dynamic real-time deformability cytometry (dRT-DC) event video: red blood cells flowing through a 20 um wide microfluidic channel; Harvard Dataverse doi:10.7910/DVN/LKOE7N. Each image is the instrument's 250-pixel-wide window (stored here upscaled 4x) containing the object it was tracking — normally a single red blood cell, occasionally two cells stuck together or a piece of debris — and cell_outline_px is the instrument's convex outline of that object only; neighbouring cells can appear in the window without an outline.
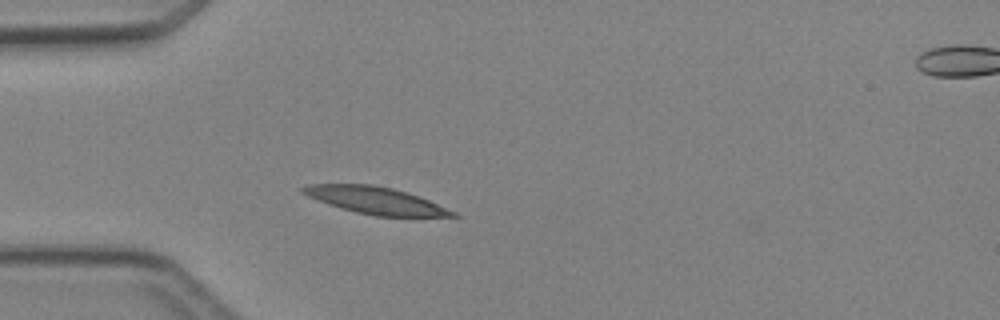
{"species": "Egyptian fruit bat (a non-hibernating species)", "species_latin": "Rousettus aegyptiacus", "temperature_condition": "cold", "stored_images_in_passage": 3, "segment_of_instrument_passage": [1, 2], "camera_frame_rate_fps": 3000, "um_per_image_px": 0.085, "animal": {"sex": "female"}, "frame": {"image": 1, "passage_image": 2, "time_ms": 2.0, "image_size_px": [1000, 320], "cell_outline_px": [[460, 216], [376, 216], [356, 212], [340, 208], [328, 204], [308, 196], [300, 192], [300, 188], [308, 184], [372, 184], [392, 188], [408, 192], [428, 200], [456, 212]], "centroid_in_image_um": [31.89, 17.02], "position_along_channel_um": 53.1, "area_um2": 23.41}}